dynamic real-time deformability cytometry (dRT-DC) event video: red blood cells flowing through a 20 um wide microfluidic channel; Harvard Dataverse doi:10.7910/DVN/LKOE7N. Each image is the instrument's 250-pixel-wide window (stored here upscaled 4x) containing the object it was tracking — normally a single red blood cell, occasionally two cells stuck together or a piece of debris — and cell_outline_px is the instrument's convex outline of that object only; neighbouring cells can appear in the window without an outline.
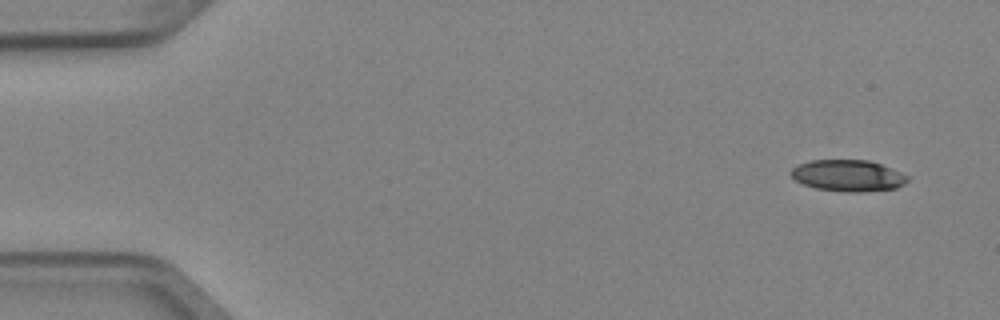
{"species": "Egyptian fruit bat (a non-hibernating species)", "species_latin": "Rousettus aegyptiacus", "temperature_condition": "cold", "stored_images_in_passage": 4, "camera_frame_rate_fps": 3000, "um_per_image_px": 0.085, "animal": {"sex": "female"}, "frame": {"image": 1, "passage_image": 1, "time_ms": 0.0, "image_size_px": [1000, 320], "cell_outline_px": [[908, 180], [904, 184], [896, 188], [860, 192], [848, 192], [816, 188], [804, 184], [796, 180], [788, 172], [792, 168], [800, 164], [812, 160], [868, 160], [880, 164], [900, 172], [908, 176]], "centroid_in_image_um": [72.07, 14.92], "position_along_channel_um": 12.9, "area_um2": 21.15}}
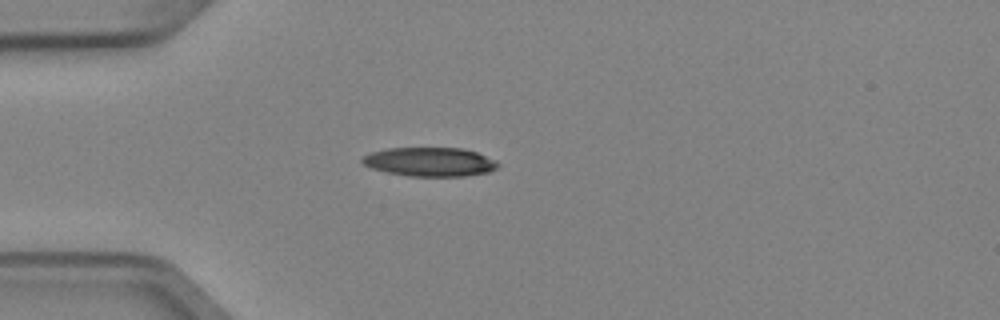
{"frame": {"image": 2, "passage_image": 4, "time_ms": 1.0, "image_size_px": [1000, 320], "cell_outline_px": [[500, 164], [496, 168], [488, 172], [464, 176], [408, 176], [384, 172], [372, 168], [364, 164], [360, 160], [364, 156], [372, 152], [388, 148], [460, 148], [476, 152], [496, 160]], "centroid_in_image_um": [36.53, 13.76], "position_along_channel_um": 48.5, "area_um2": 22.83}}